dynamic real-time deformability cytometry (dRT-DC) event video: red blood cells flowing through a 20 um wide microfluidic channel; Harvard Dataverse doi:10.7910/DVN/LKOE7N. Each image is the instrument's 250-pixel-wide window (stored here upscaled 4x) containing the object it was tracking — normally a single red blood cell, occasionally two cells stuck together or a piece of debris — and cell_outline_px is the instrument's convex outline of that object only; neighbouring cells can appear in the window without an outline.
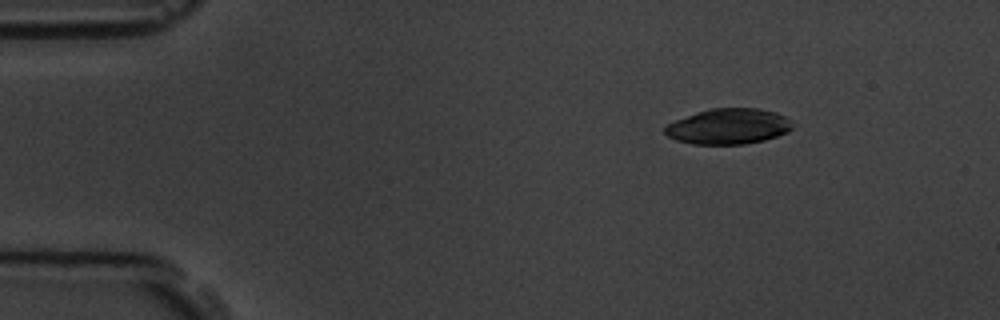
{"species": "common noctule bat (a hibernating species)", "species_latin": "Nyctalus noctula", "temperature_condition": "room temperature", "stored_images_in_passage": 3, "camera_frame_rate_fps": 3000, "um_per_image_px": 0.085, "animal": {"sex": "male", "body_mass_g": 19.5, "forearm_length_mm": 54.6}, "frame": {"image": 1, "passage_image": 1, "time_ms": 0.0, "image_size_px": [1000, 320], "cell_outline_px": [[792, 128], [788, 132], [764, 140], [744, 144], [692, 144], [676, 140], [668, 136], [664, 132], [664, 128], [668, 124], [676, 120], [696, 112], [712, 108], [756, 108], [776, 112], [784, 116], [788, 120]], "centroid_in_image_um": [61.89, 10.74], "position_along_channel_um": 23.1, "area_um2": 26.24}}